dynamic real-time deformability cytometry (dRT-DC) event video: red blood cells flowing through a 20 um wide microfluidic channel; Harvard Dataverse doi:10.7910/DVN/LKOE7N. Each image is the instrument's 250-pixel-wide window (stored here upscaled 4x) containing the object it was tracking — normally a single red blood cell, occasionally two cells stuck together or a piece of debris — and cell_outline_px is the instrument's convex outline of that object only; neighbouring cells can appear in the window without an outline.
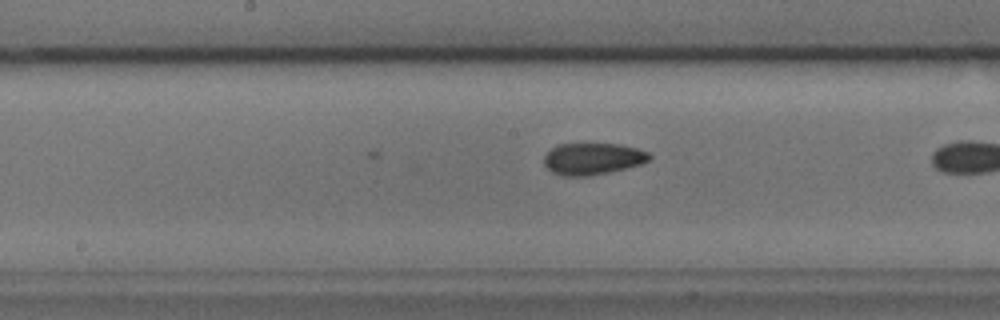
{"species": "common noctule bat (a hibernating species)", "species_latin": "Nyctalus noctula", "temperature_condition": "cold", "stored_images_in_passage": 13, "camera_frame_rate_fps": 3000, "um_per_image_px": 0.085, "animal": {"sex": "male", "body_mass_g": 17.9, "forearm_length_mm": 54.2}, "frame": {"image": 1, "passage_image": 13, "time_ms": 4.0, "image_size_px": [1000, 320], "cell_outline_px": [[652, 156], [648, 160], [640, 164], [608, 172], [588, 176], [560, 176], [552, 172], [544, 164], [544, 156], [556, 144], [620, 144], [636, 148], [648, 152]], "centroid_in_image_um": [50.35, 13.49], "position_along_channel_um": 197.9, "area_um2": 19.36}}